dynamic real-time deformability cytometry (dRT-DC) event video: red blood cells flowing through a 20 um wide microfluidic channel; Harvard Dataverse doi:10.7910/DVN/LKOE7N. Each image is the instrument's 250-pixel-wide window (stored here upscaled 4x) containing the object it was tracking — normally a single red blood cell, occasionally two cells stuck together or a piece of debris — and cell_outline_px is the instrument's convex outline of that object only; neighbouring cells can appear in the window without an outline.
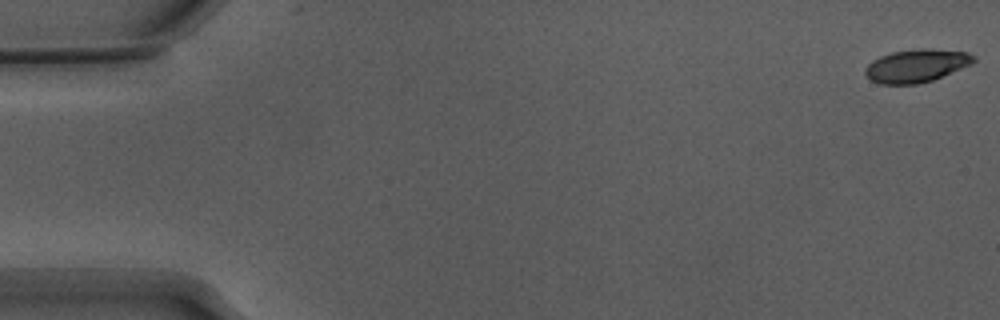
{"species": "Egyptian fruit bat (a non-hibernating species)", "species_latin": "Rousettus aegyptiacus", "temperature_condition": "warm", "stored_images_in_passage": 54, "camera_frame_rate_fps": 3000, "um_per_image_px": 0.085, "animal": {"sex": "male"}, "frame": {"image": 1, "passage_image": 1, "time_ms": 0.0, "image_size_px": [1000, 320], "cell_outline_px": [[976, 60], [972, 64], [932, 80], [916, 84], [880, 84], [872, 80], [864, 72], [864, 68], [872, 60], [880, 56], [892, 52], [920, 48], [932, 48], [968, 52], [976, 56]], "centroid_in_image_um": [77.92, 5.57], "position_along_channel_um": 7.1, "area_um2": 20.92}}
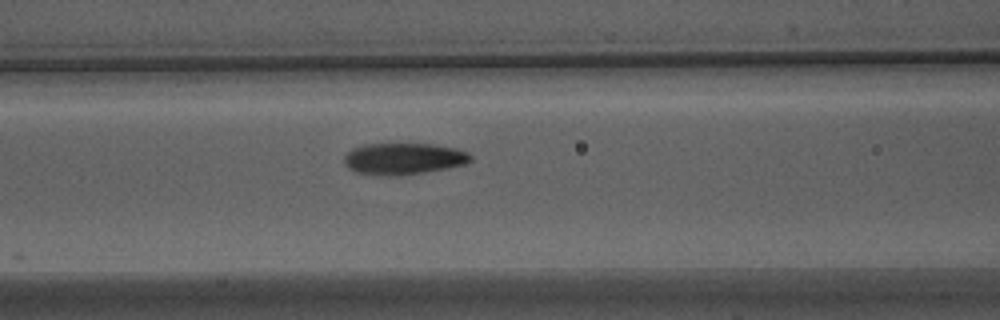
{"frame": {"image": 2, "passage_image": 23, "time_ms": 7.333, "image_size_px": [1000, 320], "cell_outline_px": [[472, 160], [464, 164], [448, 168], [424, 172], [396, 176], [384, 176], [356, 172], [348, 168], [344, 164], [344, 156], [352, 148], [364, 144], [432, 144], [456, 148], [468, 152], [472, 156]], "centroid_in_image_um": [34.29, 13.49], "position_along_channel_um": 132.3, "area_um2": 23.35}}
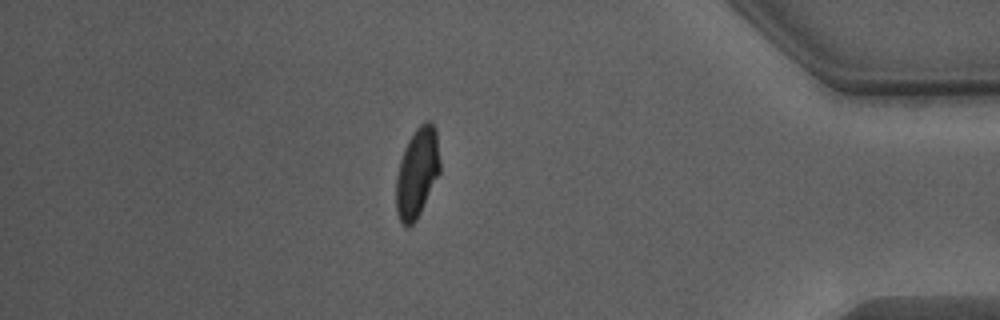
{"frame": {"image": 3, "passage_image": 47, "time_ms": 15.333, "image_size_px": [1000, 320], "cell_outline_px": [[440, 172], [416, 220], [408, 228], [400, 220], [396, 212], [396, 176], [400, 160], [404, 148], [408, 140], [416, 128], [424, 120], [432, 120], [436, 128], [440, 160]], "centroid_in_image_um": [35.46, 14.63], "position_along_channel_um": 399.7, "area_um2": 23.06}, "authors_computed_cell_mechanics": {"area_um2": 22.7443, "velocity_mm_per_s": 3.8431, "shape_relaxation_time_tau1_ms": 3.4422, "shape_relaxation_time_tau2_ms": 1.2489, "deformation_change_tau1": 0.1709, "deformation_change_tau2": 0.0602}}